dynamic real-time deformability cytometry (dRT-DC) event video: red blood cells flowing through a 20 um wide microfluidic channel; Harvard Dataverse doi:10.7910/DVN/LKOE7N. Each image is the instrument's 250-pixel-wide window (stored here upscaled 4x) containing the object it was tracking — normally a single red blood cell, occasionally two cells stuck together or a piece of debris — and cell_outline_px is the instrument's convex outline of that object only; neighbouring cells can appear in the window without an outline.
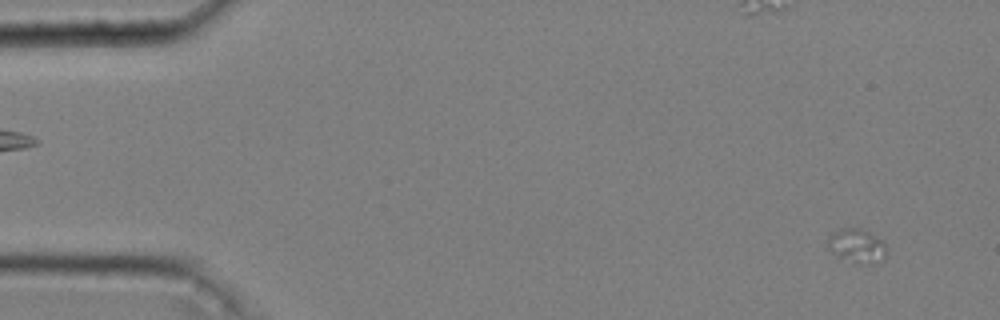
{"species": "common noctule bat (a hibernating species)", "species_latin": "Nyctalus noctula", "temperature_condition": "cold", "stored_images_in_passage": 16, "camera_frame_rate_fps": 3000, "um_per_image_px": 0.085, "animal": {"sex": "male", "body_mass_g": 20.4}, "frame": {"image": 1, "passage_image": 3, "time_ms": 0.667, "image_size_px": [1000, 320], "cell_outline_px": [[884, 260], [876, 264], [852, 264], [836, 256], [828, 248], [828, 236], [840, 228], [860, 228], [884, 240]], "centroid_in_image_um": [72.82, 20.93], "position_along_channel_um": 12.2, "area_um2": 11.91}}